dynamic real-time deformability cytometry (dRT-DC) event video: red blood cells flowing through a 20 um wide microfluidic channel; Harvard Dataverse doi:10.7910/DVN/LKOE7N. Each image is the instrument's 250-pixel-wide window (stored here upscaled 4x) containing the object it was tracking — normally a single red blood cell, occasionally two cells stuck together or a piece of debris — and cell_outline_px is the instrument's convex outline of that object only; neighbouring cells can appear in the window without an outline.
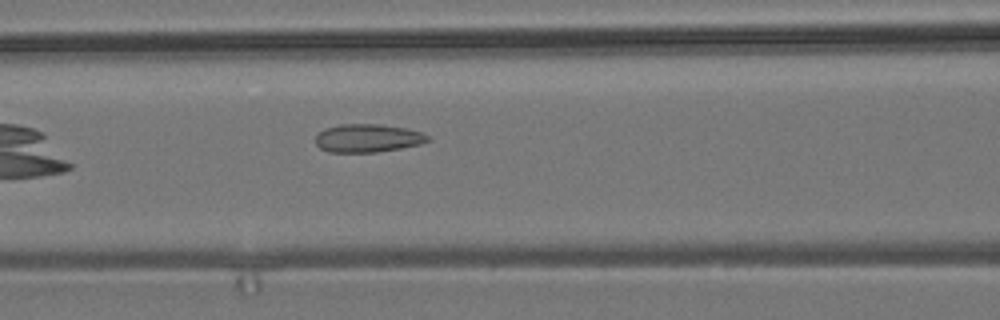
{"species": "common noctule bat (a hibernating species)", "species_latin": "Nyctalus noctula", "temperature_condition": "room temperature", "stored_images_in_passage": 5, "camera_frame_rate_fps": 3000, "um_per_image_px": 0.085, "animal": {"sex": "male", "body_mass_g": 19.2, "forearm_length_mm": 51.8}, "frame": {"image": 1, "passage_image": 5, "time_ms": 5.667, "image_size_px": [1000, 320], "cell_outline_px": [[432, 140], [420, 144], [400, 148], [376, 152], [328, 152], [320, 148], [316, 144], [316, 136], [324, 128], [340, 124], [380, 124], [408, 128], [420, 132], [428, 136]], "centroid_in_image_um": [31.26, 11.74], "position_along_channel_um": 135.3, "area_um2": 18.5}}